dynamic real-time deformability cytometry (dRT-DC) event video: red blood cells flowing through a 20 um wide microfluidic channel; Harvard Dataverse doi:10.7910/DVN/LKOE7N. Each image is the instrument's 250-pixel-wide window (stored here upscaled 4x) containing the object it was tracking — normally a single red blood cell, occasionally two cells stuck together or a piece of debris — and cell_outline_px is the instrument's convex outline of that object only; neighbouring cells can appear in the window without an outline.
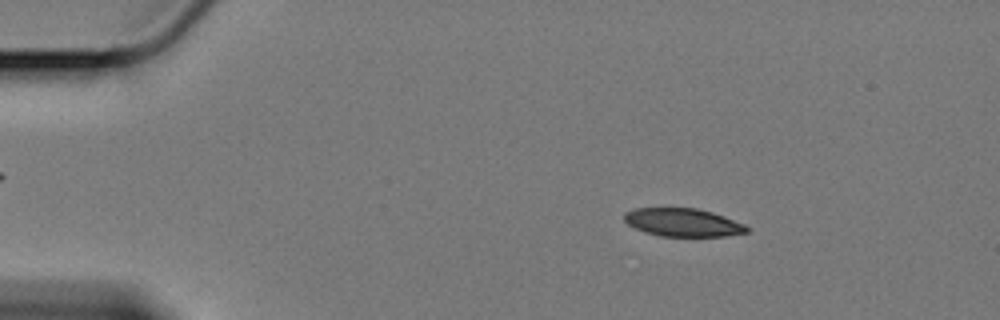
{"species": "Egyptian fruit bat (a non-hibernating species)", "species_latin": "Rousettus aegyptiacus", "temperature_condition": "cold", "stored_images_in_passage": 59, "camera_frame_rate_fps": 3000, "um_per_image_px": 0.085, "animal": {"sex": "female"}, "frame": {"image": 1, "passage_image": 9, "time_ms": 2.667, "image_size_px": [1000, 320], "cell_outline_px": [[752, 228], [748, 232], [724, 236], [660, 236], [644, 232], [628, 224], [624, 220], [624, 212], [632, 208], [696, 208], [712, 212], [724, 216], [744, 224]], "centroid_in_image_um": [58.05, 18.9], "position_along_channel_um": 27.0, "area_um2": 20.17}}
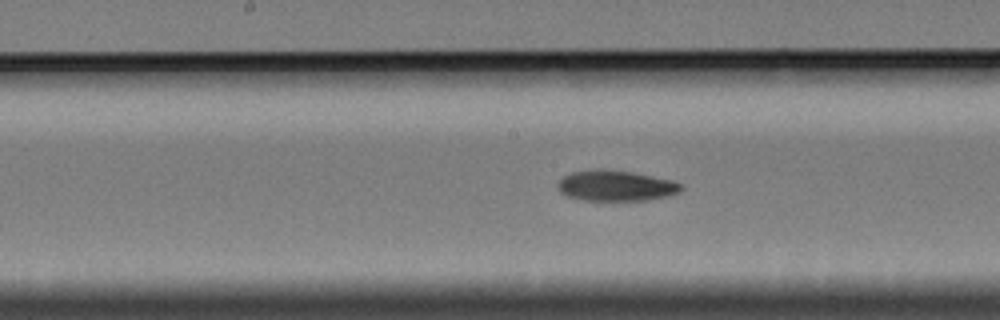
{"frame": {"image": 2, "passage_image": 30, "time_ms": 9.667, "image_size_px": [1000, 320], "cell_outline_px": [[684, 188], [680, 192], [668, 196], [648, 200], [584, 200], [564, 196], [556, 188], [556, 184], [564, 176], [572, 172], [632, 172], [672, 180], [684, 184]], "centroid_in_image_um": [52.39, 15.84], "position_along_channel_um": 195.8, "area_um2": 21.44}}
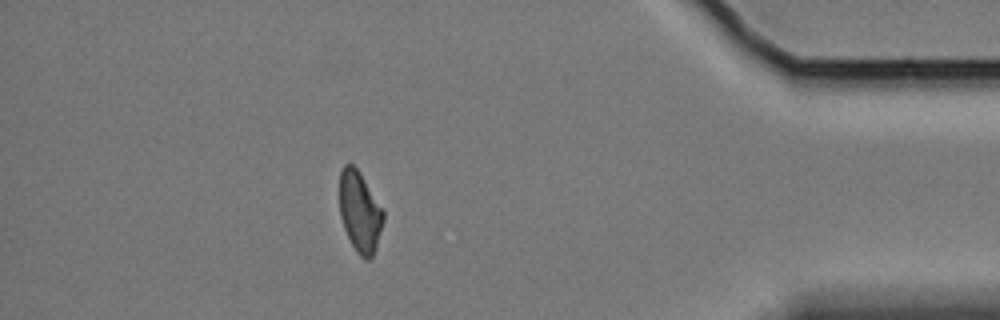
{"frame": {"image": 3, "passage_image": 52, "time_ms": 17.0, "image_size_px": [1000, 320], "cell_outline_px": [[384, 220], [372, 256], [368, 260], [364, 260], [356, 252], [344, 228], [340, 216], [340, 168], [344, 164], [352, 164], [360, 172], [384, 212]], "centroid_in_image_um": [30.57, 17.99], "position_along_channel_um": 404.6, "area_um2": 20.35}}